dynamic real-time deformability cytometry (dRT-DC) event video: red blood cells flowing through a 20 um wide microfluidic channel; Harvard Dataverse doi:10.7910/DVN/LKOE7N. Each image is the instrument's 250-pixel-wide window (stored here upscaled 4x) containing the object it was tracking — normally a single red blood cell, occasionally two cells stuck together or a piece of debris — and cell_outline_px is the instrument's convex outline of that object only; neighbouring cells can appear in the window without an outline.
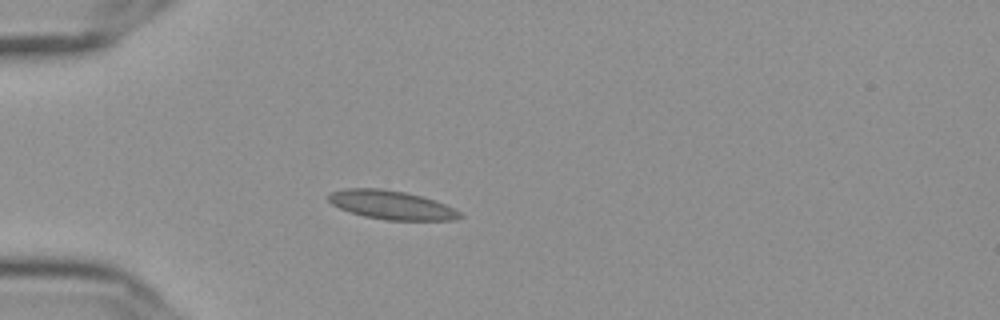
{"species": "Egyptian fruit bat (a non-hibernating species)", "species_latin": "Rousettus aegyptiacus", "temperature_condition": "cold", "stored_images_in_passage": 41, "camera_frame_rate_fps": 3000, "um_per_image_px": 0.085, "frame": {"image": 1, "passage_image": 1, "time_ms": 0.0, "image_size_px": [1000, 320], "cell_outline_px": [[464, 216], [456, 220], [384, 220], [364, 216], [348, 212], [332, 204], [328, 200], [328, 192], [348, 188], [380, 188], [404, 192], [420, 196], [444, 204], [460, 212]], "centroid_in_image_um": [33.23, 17.43], "position_along_channel_um": 51.8, "area_um2": 21.96}}
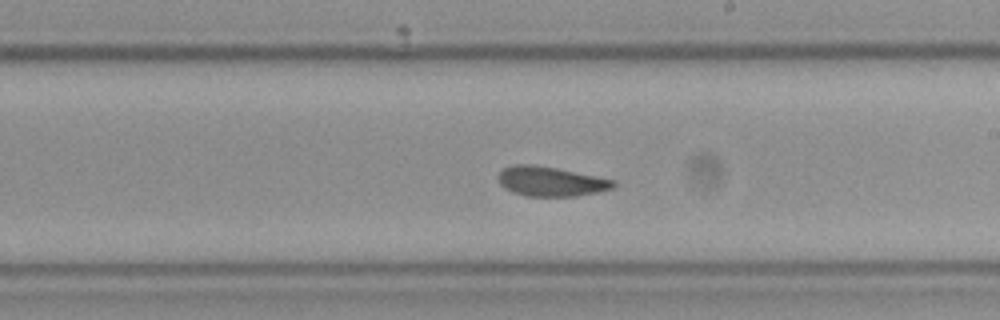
{"frame": {"image": 2, "passage_image": 18, "time_ms": 5.667, "image_size_px": [1000, 320], "cell_outline_px": [[616, 184], [612, 188], [596, 192], [576, 196], [524, 196], [512, 192], [504, 188], [500, 184], [500, 172], [504, 168], [516, 164], [528, 164], [556, 168], [616, 180]], "centroid_in_image_um": [46.82, 15.43], "position_along_channel_um": 242.2, "area_um2": 19.65}}
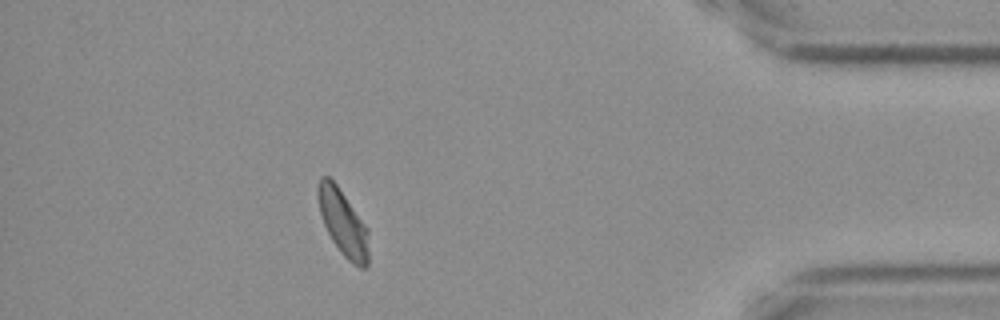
{"frame": {"image": 3, "passage_image": 35, "time_ms": 11.333, "image_size_px": [1000, 320], "cell_outline_px": [[368, 268], [360, 268], [352, 264], [340, 252], [332, 240], [324, 224], [320, 212], [320, 176], [328, 176], [336, 184], [368, 228]], "centroid_in_image_um": [29.21, 19.02], "position_along_channel_um": 406.0, "area_um2": 18.96}, "authors_computed_cell_mechanics": {"area_um2": 20.2878, "velocity_mm_per_s": 3.6204, "shape_relaxation_time_tau1_ms": null, "shape_relaxation_time_tau2_ms": 1.6131, "deformation_change_tau1": null, "deformation_change_tau2": 0.048}}